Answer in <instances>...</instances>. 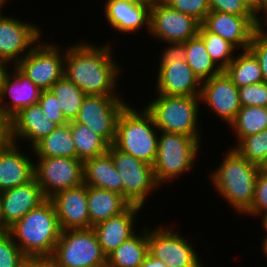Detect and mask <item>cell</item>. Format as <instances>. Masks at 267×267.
Wrapping results in <instances>:
<instances>
[{"instance_id":"cb8c5ba5","label":"cell","mask_w":267,"mask_h":267,"mask_svg":"<svg viewBox=\"0 0 267 267\" xmlns=\"http://www.w3.org/2000/svg\"><path fill=\"white\" fill-rule=\"evenodd\" d=\"M144 207L131 204L125 211L102 221L92 227L96 233L98 243L106 257H108L121 243L133 236L138 212Z\"/></svg>"},{"instance_id":"e0dca14e","label":"cell","mask_w":267,"mask_h":267,"mask_svg":"<svg viewBox=\"0 0 267 267\" xmlns=\"http://www.w3.org/2000/svg\"><path fill=\"white\" fill-rule=\"evenodd\" d=\"M202 25L241 51L249 48L253 34L259 26V16H237L210 11Z\"/></svg>"},{"instance_id":"52a82bcc","label":"cell","mask_w":267,"mask_h":267,"mask_svg":"<svg viewBox=\"0 0 267 267\" xmlns=\"http://www.w3.org/2000/svg\"><path fill=\"white\" fill-rule=\"evenodd\" d=\"M51 259L57 267L107 265V257L92 227L62 231Z\"/></svg>"},{"instance_id":"b9f144b4","label":"cell","mask_w":267,"mask_h":267,"mask_svg":"<svg viewBox=\"0 0 267 267\" xmlns=\"http://www.w3.org/2000/svg\"><path fill=\"white\" fill-rule=\"evenodd\" d=\"M248 49L259 61L263 81L267 83V32L258 27L253 34Z\"/></svg>"},{"instance_id":"ffe728a7","label":"cell","mask_w":267,"mask_h":267,"mask_svg":"<svg viewBox=\"0 0 267 267\" xmlns=\"http://www.w3.org/2000/svg\"><path fill=\"white\" fill-rule=\"evenodd\" d=\"M158 68L156 94L200 97L202 82L185 60L159 65Z\"/></svg>"},{"instance_id":"836d02e7","label":"cell","mask_w":267,"mask_h":267,"mask_svg":"<svg viewBox=\"0 0 267 267\" xmlns=\"http://www.w3.org/2000/svg\"><path fill=\"white\" fill-rule=\"evenodd\" d=\"M198 35L212 60L223 71L235 58L238 49L221 36L208 31L202 24L199 26Z\"/></svg>"},{"instance_id":"ee69618b","label":"cell","mask_w":267,"mask_h":267,"mask_svg":"<svg viewBox=\"0 0 267 267\" xmlns=\"http://www.w3.org/2000/svg\"><path fill=\"white\" fill-rule=\"evenodd\" d=\"M10 141V120L0 110V148Z\"/></svg>"},{"instance_id":"60d3db41","label":"cell","mask_w":267,"mask_h":267,"mask_svg":"<svg viewBox=\"0 0 267 267\" xmlns=\"http://www.w3.org/2000/svg\"><path fill=\"white\" fill-rule=\"evenodd\" d=\"M38 104L41 106L46 117L52 122L57 125H63L68 122L60 108L59 100L50 90L41 92Z\"/></svg>"},{"instance_id":"8fae6325","label":"cell","mask_w":267,"mask_h":267,"mask_svg":"<svg viewBox=\"0 0 267 267\" xmlns=\"http://www.w3.org/2000/svg\"><path fill=\"white\" fill-rule=\"evenodd\" d=\"M127 105L122 96L86 95L74 121L113 145L119 115Z\"/></svg>"},{"instance_id":"7bdbcfd3","label":"cell","mask_w":267,"mask_h":267,"mask_svg":"<svg viewBox=\"0 0 267 267\" xmlns=\"http://www.w3.org/2000/svg\"><path fill=\"white\" fill-rule=\"evenodd\" d=\"M163 51H161V57L159 65H169L173 61H183L186 60V51L184 43H168Z\"/></svg>"},{"instance_id":"bcb514c9","label":"cell","mask_w":267,"mask_h":267,"mask_svg":"<svg viewBox=\"0 0 267 267\" xmlns=\"http://www.w3.org/2000/svg\"><path fill=\"white\" fill-rule=\"evenodd\" d=\"M140 267H168V266L163 261L152 257L148 253L146 258L144 259V262L141 264Z\"/></svg>"},{"instance_id":"f35d334b","label":"cell","mask_w":267,"mask_h":267,"mask_svg":"<svg viewBox=\"0 0 267 267\" xmlns=\"http://www.w3.org/2000/svg\"><path fill=\"white\" fill-rule=\"evenodd\" d=\"M241 107H267V83L260 82L238 88Z\"/></svg>"},{"instance_id":"d590c367","label":"cell","mask_w":267,"mask_h":267,"mask_svg":"<svg viewBox=\"0 0 267 267\" xmlns=\"http://www.w3.org/2000/svg\"><path fill=\"white\" fill-rule=\"evenodd\" d=\"M27 257L8 233H0V267H24Z\"/></svg>"},{"instance_id":"f1b7e54d","label":"cell","mask_w":267,"mask_h":267,"mask_svg":"<svg viewBox=\"0 0 267 267\" xmlns=\"http://www.w3.org/2000/svg\"><path fill=\"white\" fill-rule=\"evenodd\" d=\"M241 53V54H240ZM223 70L230 80L239 88L263 82L259 61L249 50H241Z\"/></svg>"},{"instance_id":"9f6ffc18","label":"cell","mask_w":267,"mask_h":267,"mask_svg":"<svg viewBox=\"0 0 267 267\" xmlns=\"http://www.w3.org/2000/svg\"><path fill=\"white\" fill-rule=\"evenodd\" d=\"M262 169H264L265 171H267V162H266L265 165L262 167Z\"/></svg>"},{"instance_id":"d4e9b609","label":"cell","mask_w":267,"mask_h":267,"mask_svg":"<svg viewBox=\"0 0 267 267\" xmlns=\"http://www.w3.org/2000/svg\"><path fill=\"white\" fill-rule=\"evenodd\" d=\"M83 174L84 184L87 186L115 191L123 195L122 178L108 152L84 161Z\"/></svg>"},{"instance_id":"4316f807","label":"cell","mask_w":267,"mask_h":267,"mask_svg":"<svg viewBox=\"0 0 267 267\" xmlns=\"http://www.w3.org/2000/svg\"><path fill=\"white\" fill-rule=\"evenodd\" d=\"M121 243L108 257V267H140L148 254V226Z\"/></svg>"},{"instance_id":"7dc6e473","label":"cell","mask_w":267,"mask_h":267,"mask_svg":"<svg viewBox=\"0 0 267 267\" xmlns=\"http://www.w3.org/2000/svg\"><path fill=\"white\" fill-rule=\"evenodd\" d=\"M262 14V15H261ZM259 28L267 32V6L259 13ZM263 16V17H262ZM263 21V22H262Z\"/></svg>"},{"instance_id":"7a4b0ae2","label":"cell","mask_w":267,"mask_h":267,"mask_svg":"<svg viewBox=\"0 0 267 267\" xmlns=\"http://www.w3.org/2000/svg\"><path fill=\"white\" fill-rule=\"evenodd\" d=\"M61 232L55 206L48 198L8 229L27 258H51Z\"/></svg>"},{"instance_id":"4dcf8cb0","label":"cell","mask_w":267,"mask_h":267,"mask_svg":"<svg viewBox=\"0 0 267 267\" xmlns=\"http://www.w3.org/2000/svg\"><path fill=\"white\" fill-rule=\"evenodd\" d=\"M71 133L76 147V159L84 162L108 151L110 145L86 125L72 121Z\"/></svg>"},{"instance_id":"d6986e66","label":"cell","mask_w":267,"mask_h":267,"mask_svg":"<svg viewBox=\"0 0 267 267\" xmlns=\"http://www.w3.org/2000/svg\"><path fill=\"white\" fill-rule=\"evenodd\" d=\"M47 198L36 179L0 192V203L4 226L9 229L30 210L36 208Z\"/></svg>"},{"instance_id":"681fc988","label":"cell","mask_w":267,"mask_h":267,"mask_svg":"<svg viewBox=\"0 0 267 267\" xmlns=\"http://www.w3.org/2000/svg\"><path fill=\"white\" fill-rule=\"evenodd\" d=\"M261 226L264 229V232L267 233V212L263 213L261 216Z\"/></svg>"},{"instance_id":"ba28073f","label":"cell","mask_w":267,"mask_h":267,"mask_svg":"<svg viewBox=\"0 0 267 267\" xmlns=\"http://www.w3.org/2000/svg\"><path fill=\"white\" fill-rule=\"evenodd\" d=\"M123 182V196L129 203L143 207L145 200L160 187L154 177L152 165L126 154L113 145L107 151Z\"/></svg>"},{"instance_id":"e575fe53","label":"cell","mask_w":267,"mask_h":267,"mask_svg":"<svg viewBox=\"0 0 267 267\" xmlns=\"http://www.w3.org/2000/svg\"><path fill=\"white\" fill-rule=\"evenodd\" d=\"M234 146L232 148L243 158L263 167L267 162V128L262 132L243 137Z\"/></svg>"},{"instance_id":"816d5d0a","label":"cell","mask_w":267,"mask_h":267,"mask_svg":"<svg viewBox=\"0 0 267 267\" xmlns=\"http://www.w3.org/2000/svg\"><path fill=\"white\" fill-rule=\"evenodd\" d=\"M265 237H263V241H262V252L265 254V256L267 257V233L264 235Z\"/></svg>"},{"instance_id":"603a6c76","label":"cell","mask_w":267,"mask_h":267,"mask_svg":"<svg viewBox=\"0 0 267 267\" xmlns=\"http://www.w3.org/2000/svg\"><path fill=\"white\" fill-rule=\"evenodd\" d=\"M21 151L18 143L10 141L0 148V192L24 185L35 178L34 158ZM28 153V155H27Z\"/></svg>"},{"instance_id":"484cf974","label":"cell","mask_w":267,"mask_h":267,"mask_svg":"<svg viewBox=\"0 0 267 267\" xmlns=\"http://www.w3.org/2000/svg\"><path fill=\"white\" fill-rule=\"evenodd\" d=\"M90 228L125 211L131 203L120 193L87 186Z\"/></svg>"},{"instance_id":"11a10c76","label":"cell","mask_w":267,"mask_h":267,"mask_svg":"<svg viewBox=\"0 0 267 267\" xmlns=\"http://www.w3.org/2000/svg\"><path fill=\"white\" fill-rule=\"evenodd\" d=\"M4 5H5V4H4L2 1H0V15H1V14H4V13L2 12V10H1V9L5 8Z\"/></svg>"},{"instance_id":"f546056e","label":"cell","mask_w":267,"mask_h":267,"mask_svg":"<svg viewBox=\"0 0 267 267\" xmlns=\"http://www.w3.org/2000/svg\"><path fill=\"white\" fill-rule=\"evenodd\" d=\"M184 45L186 51L185 61L201 82L211 79L222 72L208 54L204 42L198 34L184 42Z\"/></svg>"},{"instance_id":"3957f363","label":"cell","mask_w":267,"mask_h":267,"mask_svg":"<svg viewBox=\"0 0 267 267\" xmlns=\"http://www.w3.org/2000/svg\"><path fill=\"white\" fill-rule=\"evenodd\" d=\"M224 153L218 168L211 170L209 180L236 213L245 215L252 205L255 182L262 167L243 158L232 146Z\"/></svg>"},{"instance_id":"7402d4cb","label":"cell","mask_w":267,"mask_h":267,"mask_svg":"<svg viewBox=\"0 0 267 267\" xmlns=\"http://www.w3.org/2000/svg\"><path fill=\"white\" fill-rule=\"evenodd\" d=\"M57 126L46 117L38 103L32 104L21 109L10 119V139L18 144H21L20 141H27L32 149Z\"/></svg>"},{"instance_id":"ac0fdd59","label":"cell","mask_w":267,"mask_h":267,"mask_svg":"<svg viewBox=\"0 0 267 267\" xmlns=\"http://www.w3.org/2000/svg\"><path fill=\"white\" fill-rule=\"evenodd\" d=\"M50 199L62 231L90 228L86 184L60 191Z\"/></svg>"},{"instance_id":"ab89813d","label":"cell","mask_w":267,"mask_h":267,"mask_svg":"<svg viewBox=\"0 0 267 267\" xmlns=\"http://www.w3.org/2000/svg\"><path fill=\"white\" fill-rule=\"evenodd\" d=\"M265 212H267V171L261 169L255 182L252 205L245 214L260 218Z\"/></svg>"},{"instance_id":"1f68e13d","label":"cell","mask_w":267,"mask_h":267,"mask_svg":"<svg viewBox=\"0 0 267 267\" xmlns=\"http://www.w3.org/2000/svg\"><path fill=\"white\" fill-rule=\"evenodd\" d=\"M229 127L234 131L236 143L243 137L262 132L267 128V107H241Z\"/></svg>"},{"instance_id":"9c48e42d","label":"cell","mask_w":267,"mask_h":267,"mask_svg":"<svg viewBox=\"0 0 267 267\" xmlns=\"http://www.w3.org/2000/svg\"><path fill=\"white\" fill-rule=\"evenodd\" d=\"M43 42L40 41L16 67L40 90L45 91L64 76L66 49L62 50L56 43Z\"/></svg>"},{"instance_id":"f5cc1de1","label":"cell","mask_w":267,"mask_h":267,"mask_svg":"<svg viewBox=\"0 0 267 267\" xmlns=\"http://www.w3.org/2000/svg\"><path fill=\"white\" fill-rule=\"evenodd\" d=\"M133 1L140 2V3L152 6L155 3L159 2V1H162V0H133Z\"/></svg>"},{"instance_id":"2e32d148","label":"cell","mask_w":267,"mask_h":267,"mask_svg":"<svg viewBox=\"0 0 267 267\" xmlns=\"http://www.w3.org/2000/svg\"><path fill=\"white\" fill-rule=\"evenodd\" d=\"M11 67L4 71L0 83V110L9 120L21 109L38 103L42 92L16 66Z\"/></svg>"},{"instance_id":"74e56055","label":"cell","mask_w":267,"mask_h":267,"mask_svg":"<svg viewBox=\"0 0 267 267\" xmlns=\"http://www.w3.org/2000/svg\"><path fill=\"white\" fill-rule=\"evenodd\" d=\"M210 11L224 12L237 16H259L249 0H208Z\"/></svg>"},{"instance_id":"7c38bea8","label":"cell","mask_w":267,"mask_h":267,"mask_svg":"<svg viewBox=\"0 0 267 267\" xmlns=\"http://www.w3.org/2000/svg\"><path fill=\"white\" fill-rule=\"evenodd\" d=\"M36 159L34 161L35 179L48 199L60 191L84 183L83 161L67 157Z\"/></svg>"},{"instance_id":"5b68a950","label":"cell","mask_w":267,"mask_h":267,"mask_svg":"<svg viewBox=\"0 0 267 267\" xmlns=\"http://www.w3.org/2000/svg\"><path fill=\"white\" fill-rule=\"evenodd\" d=\"M201 142L183 134L159 131L157 156L152 166L157 184H168L190 173L198 160Z\"/></svg>"},{"instance_id":"f6af8a7d","label":"cell","mask_w":267,"mask_h":267,"mask_svg":"<svg viewBox=\"0 0 267 267\" xmlns=\"http://www.w3.org/2000/svg\"><path fill=\"white\" fill-rule=\"evenodd\" d=\"M24 267H57L51 258H27Z\"/></svg>"},{"instance_id":"6da1fadb","label":"cell","mask_w":267,"mask_h":267,"mask_svg":"<svg viewBox=\"0 0 267 267\" xmlns=\"http://www.w3.org/2000/svg\"><path fill=\"white\" fill-rule=\"evenodd\" d=\"M94 44L79 41L66 48L64 76L86 95L121 96L117 82L123 70L112 46L109 42Z\"/></svg>"},{"instance_id":"277c9868","label":"cell","mask_w":267,"mask_h":267,"mask_svg":"<svg viewBox=\"0 0 267 267\" xmlns=\"http://www.w3.org/2000/svg\"><path fill=\"white\" fill-rule=\"evenodd\" d=\"M135 108L128 103L120 113L113 146L153 166L157 156L159 130L144 106L143 110L136 111Z\"/></svg>"},{"instance_id":"9a60e30c","label":"cell","mask_w":267,"mask_h":267,"mask_svg":"<svg viewBox=\"0 0 267 267\" xmlns=\"http://www.w3.org/2000/svg\"><path fill=\"white\" fill-rule=\"evenodd\" d=\"M200 100L201 104L207 105L219 119L225 121L227 127L241 109L238 87L224 71L202 82Z\"/></svg>"},{"instance_id":"f907efd6","label":"cell","mask_w":267,"mask_h":267,"mask_svg":"<svg viewBox=\"0 0 267 267\" xmlns=\"http://www.w3.org/2000/svg\"><path fill=\"white\" fill-rule=\"evenodd\" d=\"M8 232V229L4 226V221L2 218L1 203H0V233Z\"/></svg>"},{"instance_id":"8992f818","label":"cell","mask_w":267,"mask_h":267,"mask_svg":"<svg viewBox=\"0 0 267 267\" xmlns=\"http://www.w3.org/2000/svg\"><path fill=\"white\" fill-rule=\"evenodd\" d=\"M156 96L144 107L152 115L159 131L201 139L203 135L200 133L201 128H198L200 97Z\"/></svg>"},{"instance_id":"8d00e7d4","label":"cell","mask_w":267,"mask_h":267,"mask_svg":"<svg viewBox=\"0 0 267 267\" xmlns=\"http://www.w3.org/2000/svg\"><path fill=\"white\" fill-rule=\"evenodd\" d=\"M167 6L193 17L200 24L210 12L208 0H162Z\"/></svg>"},{"instance_id":"c3c4849f","label":"cell","mask_w":267,"mask_h":267,"mask_svg":"<svg viewBox=\"0 0 267 267\" xmlns=\"http://www.w3.org/2000/svg\"><path fill=\"white\" fill-rule=\"evenodd\" d=\"M252 6L258 13H260L267 6V0H255L252 3Z\"/></svg>"},{"instance_id":"44dd1931","label":"cell","mask_w":267,"mask_h":267,"mask_svg":"<svg viewBox=\"0 0 267 267\" xmlns=\"http://www.w3.org/2000/svg\"><path fill=\"white\" fill-rule=\"evenodd\" d=\"M104 4L103 15L112 29L137 34L144 27L149 34L150 5L133 0H106Z\"/></svg>"},{"instance_id":"5bb4252c","label":"cell","mask_w":267,"mask_h":267,"mask_svg":"<svg viewBox=\"0 0 267 267\" xmlns=\"http://www.w3.org/2000/svg\"><path fill=\"white\" fill-rule=\"evenodd\" d=\"M200 23L193 17L159 1L150 8L149 35L164 43H184L198 34Z\"/></svg>"},{"instance_id":"d6a6232c","label":"cell","mask_w":267,"mask_h":267,"mask_svg":"<svg viewBox=\"0 0 267 267\" xmlns=\"http://www.w3.org/2000/svg\"><path fill=\"white\" fill-rule=\"evenodd\" d=\"M59 100L65 119L72 122L76 119L86 94L65 76L59 79L50 89Z\"/></svg>"},{"instance_id":"db71d44e","label":"cell","mask_w":267,"mask_h":267,"mask_svg":"<svg viewBox=\"0 0 267 267\" xmlns=\"http://www.w3.org/2000/svg\"><path fill=\"white\" fill-rule=\"evenodd\" d=\"M7 68H8V66L0 60V83H1L3 73Z\"/></svg>"},{"instance_id":"83f0119b","label":"cell","mask_w":267,"mask_h":267,"mask_svg":"<svg viewBox=\"0 0 267 267\" xmlns=\"http://www.w3.org/2000/svg\"><path fill=\"white\" fill-rule=\"evenodd\" d=\"M33 157H67L76 159V147L71 133V122L58 125L48 136L39 141L31 150ZM34 152V153H33Z\"/></svg>"},{"instance_id":"6f0895ef","label":"cell","mask_w":267,"mask_h":267,"mask_svg":"<svg viewBox=\"0 0 267 267\" xmlns=\"http://www.w3.org/2000/svg\"><path fill=\"white\" fill-rule=\"evenodd\" d=\"M0 1H2L4 4H6L7 5V1H9V0H0Z\"/></svg>"},{"instance_id":"4fadbf2b","label":"cell","mask_w":267,"mask_h":267,"mask_svg":"<svg viewBox=\"0 0 267 267\" xmlns=\"http://www.w3.org/2000/svg\"><path fill=\"white\" fill-rule=\"evenodd\" d=\"M9 16L0 15V60L16 66L42 40V29L33 22Z\"/></svg>"},{"instance_id":"30bf717a","label":"cell","mask_w":267,"mask_h":267,"mask_svg":"<svg viewBox=\"0 0 267 267\" xmlns=\"http://www.w3.org/2000/svg\"><path fill=\"white\" fill-rule=\"evenodd\" d=\"M148 253L168 267H204L194 245L171 227H148Z\"/></svg>"}]
</instances>
